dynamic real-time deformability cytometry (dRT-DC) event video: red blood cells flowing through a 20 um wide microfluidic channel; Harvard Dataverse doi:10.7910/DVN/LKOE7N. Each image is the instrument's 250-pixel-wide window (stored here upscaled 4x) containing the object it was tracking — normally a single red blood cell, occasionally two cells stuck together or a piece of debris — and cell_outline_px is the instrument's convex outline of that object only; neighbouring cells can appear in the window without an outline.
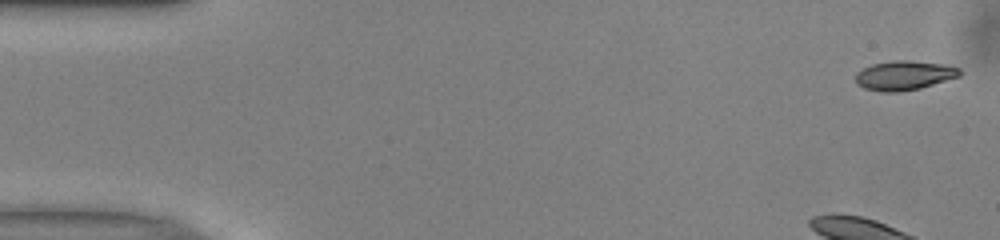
{"species": "common noctule bat (a hibernating species)", "species_latin": "Nyctalus noctula", "temperature_condition": "warm", "stored_images_in_passage": 51, "camera_frame_rate_fps": 3000, "um_per_image_px": 0.085, "animal": {"sex": "male", "body_mass_g": 13.0, "forearm_length_mm": 53.1}, "frame": {"image": 1, "passage_image": 1, "time_ms": 0.0, "image_size_px": [1000, 240], "cell_outline_px": [[960, 76], [920, 88], [900, 92], [880, 92], [864, 88], [856, 84], [856, 72], [872, 64], [896, 60], [908, 60], [940, 64], [960, 68]], "centroid_in_image_um": [76.82, 6.42], "position_along_channel_um": 8.2, "area_um2": 17.69}}
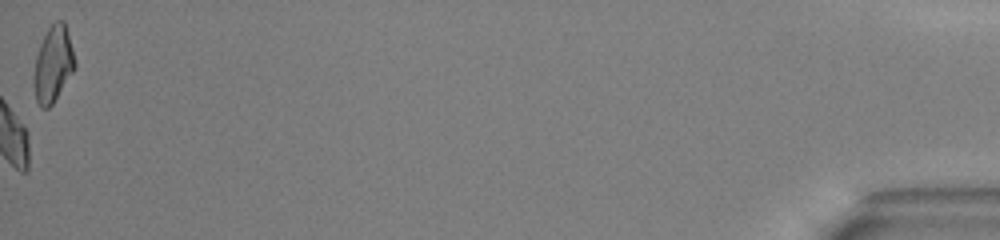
{"frame": {"image": 2, "passage_image": 51, "time_ms": 16.667, "image_size_px": [1000, 240], "cell_outline_px": [[76, 68], [52, 104], [48, 108], [40, 108], [36, 100], [32, 84], [32, 80], [36, 56], [40, 44], [48, 28], [56, 20], [64, 20], [76, 60]], "centroid_in_image_um": [4.51, 5.47], "position_along_channel_um": 430.7, "area_um2": 18.38}, "authors_computed_cell_mechanics": {"area_um2": 18.0914, "velocity_mm_per_s": 3.9608, "shape_relaxation_time_tau1_ms": 2.4348, "shape_relaxation_time_tau2_ms": 9.2894, "deformation_change_tau1": 0.1172, "deformation_change_tau2": 0.166}}